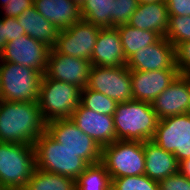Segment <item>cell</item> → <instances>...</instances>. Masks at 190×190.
<instances>
[{
  "label": "cell",
  "instance_id": "23",
  "mask_svg": "<svg viewBox=\"0 0 190 190\" xmlns=\"http://www.w3.org/2000/svg\"><path fill=\"white\" fill-rule=\"evenodd\" d=\"M116 28L120 34L126 60L136 51L154 44L161 38L156 32L141 30L127 23L116 26Z\"/></svg>",
  "mask_w": 190,
  "mask_h": 190
},
{
  "label": "cell",
  "instance_id": "31",
  "mask_svg": "<svg viewBox=\"0 0 190 190\" xmlns=\"http://www.w3.org/2000/svg\"><path fill=\"white\" fill-rule=\"evenodd\" d=\"M175 65L180 75L190 76V41H184L175 47Z\"/></svg>",
  "mask_w": 190,
  "mask_h": 190
},
{
  "label": "cell",
  "instance_id": "4",
  "mask_svg": "<svg viewBox=\"0 0 190 190\" xmlns=\"http://www.w3.org/2000/svg\"><path fill=\"white\" fill-rule=\"evenodd\" d=\"M36 170L34 145L0 142V186L24 188Z\"/></svg>",
  "mask_w": 190,
  "mask_h": 190
},
{
  "label": "cell",
  "instance_id": "38",
  "mask_svg": "<svg viewBox=\"0 0 190 190\" xmlns=\"http://www.w3.org/2000/svg\"><path fill=\"white\" fill-rule=\"evenodd\" d=\"M165 1V0H137L138 4H147L152 2Z\"/></svg>",
  "mask_w": 190,
  "mask_h": 190
},
{
  "label": "cell",
  "instance_id": "28",
  "mask_svg": "<svg viewBox=\"0 0 190 190\" xmlns=\"http://www.w3.org/2000/svg\"><path fill=\"white\" fill-rule=\"evenodd\" d=\"M165 38L174 47L184 41H190V16L169 15L168 31Z\"/></svg>",
  "mask_w": 190,
  "mask_h": 190
},
{
  "label": "cell",
  "instance_id": "1",
  "mask_svg": "<svg viewBox=\"0 0 190 190\" xmlns=\"http://www.w3.org/2000/svg\"><path fill=\"white\" fill-rule=\"evenodd\" d=\"M38 102L0 103V142L34 145L46 131Z\"/></svg>",
  "mask_w": 190,
  "mask_h": 190
},
{
  "label": "cell",
  "instance_id": "39",
  "mask_svg": "<svg viewBox=\"0 0 190 190\" xmlns=\"http://www.w3.org/2000/svg\"><path fill=\"white\" fill-rule=\"evenodd\" d=\"M79 7L83 5L86 0H73Z\"/></svg>",
  "mask_w": 190,
  "mask_h": 190
},
{
  "label": "cell",
  "instance_id": "2",
  "mask_svg": "<svg viewBox=\"0 0 190 190\" xmlns=\"http://www.w3.org/2000/svg\"><path fill=\"white\" fill-rule=\"evenodd\" d=\"M116 140H152L158 118L151 103L130 100L118 103L113 114Z\"/></svg>",
  "mask_w": 190,
  "mask_h": 190
},
{
  "label": "cell",
  "instance_id": "17",
  "mask_svg": "<svg viewBox=\"0 0 190 190\" xmlns=\"http://www.w3.org/2000/svg\"><path fill=\"white\" fill-rule=\"evenodd\" d=\"M178 75V70L131 71L133 99L152 103Z\"/></svg>",
  "mask_w": 190,
  "mask_h": 190
},
{
  "label": "cell",
  "instance_id": "36",
  "mask_svg": "<svg viewBox=\"0 0 190 190\" xmlns=\"http://www.w3.org/2000/svg\"><path fill=\"white\" fill-rule=\"evenodd\" d=\"M178 171L190 179V157L179 162Z\"/></svg>",
  "mask_w": 190,
  "mask_h": 190
},
{
  "label": "cell",
  "instance_id": "16",
  "mask_svg": "<svg viewBox=\"0 0 190 190\" xmlns=\"http://www.w3.org/2000/svg\"><path fill=\"white\" fill-rule=\"evenodd\" d=\"M71 121L89 135L101 148L116 141L112 115L100 114L85 108L81 103L73 111Z\"/></svg>",
  "mask_w": 190,
  "mask_h": 190
},
{
  "label": "cell",
  "instance_id": "8",
  "mask_svg": "<svg viewBox=\"0 0 190 190\" xmlns=\"http://www.w3.org/2000/svg\"><path fill=\"white\" fill-rule=\"evenodd\" d=\"M46 132L89 165L101 162L102 148L82 132L71 119H57L46 124Z\"/></svg>",
  "mask_w": 190,
  "mask_h": 190
},
{
  "label": "cell",
  "instance_id": "7",
  "mask_svg": "<svg viewBox=\"0 0 190 190\" xmlns=\"http://www.w3.org/2000/svg\"><path fill=\"white\" fill-rule=\"evenodd\" d=\"M101 163L111 178L142 175L145 172L143 142L116 140L102 147Z\"/></svg>",
  "mask_w": 190,
  "mask_h": 190
},
{
  "label": "cell",
  "instance_id": "27",
  "mask_svg": "<svg viewBox=\"0 0 190 190\" xmlns=\"http://www.w3.org/2000/svg\"><path fill=\"white\" fill-rule=\"evenodd\" d=\"M80 103L94 112L106 115L114 114L117 102L106 95L93 91L87 87L81 89Z\"/></svg>",
  "mask_w": 190,
  "mask_h": 190
},
{
  "label": "cell",
  "instance_id": "19",
  "mask_svg": "<svg viewBox=\"0 0 190 190\" xmlns=\"http://www.w3.org/2000/svg\"><path fill=\"white\" fill-rule=\"evenodd\" d=\"M130 26L150 30L165 37L168 31L169 14L165 1L138 4L135 12L130 16L128 23Z\"/></svg>",
  "mask_w": 190,
  "mask_h": 190
},
{
  "label": "cell",
  "instance_id": "25",
  "mask_svg": "<svg viewBox=\"0 0 190 190\" xmlns=\"http://www.w3.org/2000/svg\"><path fill=\"white\" fill-rule=\"evenodd\" d=\"M25 190H75L76 180L36 169L26 183Z\"/></svg>",
  "mask_w": 190,
  "mask_h": 190
},
{
  "label": "cell",
  "instance_id": "11",
  "mask_svg": "<svg viewBox=\"0 0 190 190\" xmlns=\"http://www.w3.org/2000/svg\"><path fill=\"white\" fill-rule=\"evenodd\" d=\"M100 28L81 19L69 28L59 30L57 42L52 49L59 54L90 61Z\"/></svg>",
  "mask_w": 190,
  "mask_h": 190
},
{
  "label": "cell",
  "instance_id": "10",
  "mask_svg": "<svg viewBox=\"0 0 190 190\" xmlns=\"http://www.w3.org/2000/svg\"><path fill=\"white\" fill-rule=\"evenodd\" d=\"M165 151L171 152L177 162L190 157V113L158 120L152 139Z\"/></svg>",
  "mask_w": 190,
  "mask_h": 190
},
{
  "label": "cell",
  "instance_id": "37",
  "mask_svg": "<svg viewBox=\"0 0 190 190\" xmlns=\"http://www.w3.org/2000/svg\"><path fill=\"white\" fill-rule=\"evenodd\" d=\"M6 44H7V40L5 38V27L3 24L2 17H1L0 18V55L2 54Z\"/></svg>",
  "mask_w": 190,
  "mask_h": 190
},
{
  "label": "cell",
  "instance_id": "34",
  "mask_svg": "<svg viewBox=\"0 0 190 190\" xmlns=\"http://www.w3.org/2000/svg\"><path fill=\"white\" fill-rule=\"evenodd\" d=\"M2 20L7 42L21 38L25 34V30L19 25L17 18L2 16Z\"/></svg>",
  "mask_w": 190,
  "mask_h": 190
},
{
  "label": "cell",
  "instance_id": "20",
  "mask_svg": "<svg viewBox=\"0 0 190 190\" xmlns=\"http://www.w3.org/2000/svg\"><path fill=\"white\" fill-rule=\"evenodd\" d=\"M145 156L144 174L154 181H161L178 172L179 163L173 153L165 151L154 141L143 142Z\"/></svg>",
  "mask_w": 190,
  "mask_h": 190
},
{
  "label": "cell",
  "instance_id": "33",
  "mask_svg": "<svg viewBox=\"0 0 190 190\" xmlns=\"http://www.w3.org/2000/svg\"><path fill=\"white\" fill-rule=\"evenodd\" d=\"M34 5V0H7L4 16L18 18L22 12Z\"/></svg>",
  "mask_w": 190,
  "mask_h": 190
},
{
  "label": "cell",
  "instance_id": "26",
  "mask_svg": "<svg viewBox=\"0 0 190 190\" xmlns=\"http://www.w3.org/2000/svg\"><path fill=\"white\" fill-rule=\"evenodd\" d=\"M111 186V176L101 162L89 165L76 179L79 190H111Z\"/></svg>",
  "mask_w": 190,
  "mask_h": 190
},
{
  "label": "cell",
  "instance_id": "32",
  "mask_svg": "<svg viewBox=\"0 0 190 190\" xmlns=\"http://www.w3.org/2000/svg\"><path fill=\"white\" fill-rule=\"evenodd\" d=\"M159 190H190V179L179 171L158 182Z\"/></svg>",
  "mask_w": 190,
  "mask_h": 190
},
{
  "label": "cell",
  "instance_id": "12",
  "mask_svg": "<svg viewBox=\"0 0 190 190\" xmlns=\"http://www.w3.org/2000/svg\"><path fill=\"white\" fill-rule=\"evenodd\" d=\"M50 47L24 34L21 38L7 42L0 61L20 64L45 74Z\"/></svg>",
  "mask_w": 190,
  "mask_h": 190
},
{
  "label": "cell",
  "instance_id": "3",
  "mask_svg": "<svg viewBox=\"0 0 190 190\" xmlns=\"http://www.w3.org/2000/svg\"><path fill=\"white\" fill-rule=\"evenodd\" d=\"M36 169L77 179L89 164L46 131L35 141Z\"/></svg>",
  "mask_w": 190,
  "mask_h": 190
},
{
  "label": "cell",
  "instance_id": "24",
  "mask_svg": "<svg viewBox=\"0 0 190 190\" xmlns=\"http://www.w3.org/2000/svg\"><path fill=\"white\" fill-rule=\"evenodd\" d=\"M114 0H86L80 7L83 20L101 28L113 27Z\"/></svg>",
  "mask_w": 190,
  "mask_h": 190
},
{
  "label": "cell",
  "instance_id": "40",
  "mask_svg": "<svg viewBox=\"0 0 190 190\" xmlns=\"http://www.w3.org/2000/svg\"><path fill=\"white\" fill-rule=\"evenodd\" d=\"M3 190H25L24 188H3Z\"/></svg>",
  "mask_w": 190,
  "mask_h": 190
},
{
  "label": "cell",
  "instance_id": "9",
  "mask_svg": "<svg viewBox=\"0 0 190 190\" xmlns=\"http://www.w3.org/2000/svg\"><path fill=\"white\" fill-rule=\"evenodd\" d=\"M87 88L117 103L133 100L131 70L126 66H92Z\"/></svg>",
  "mask_w": 190,
  "mask_h": 190
},
{
  "label": "cell",
  "instance_id": "13",
  "mask_svg": "<svg viewBox=\"0 0 190 190\" xmlns=\"http://www.w3.org/2000/svg\"><path fill=\"white\" fill-rule=\"evenodd\" d=\"M91 67L92 63L87 59L59 54L50 49L44 75L83 89L87 86Z\"/></svg>",
  "mask_w": 190,
  "mask_h": 190
},
{
  "label": "cell",
  "instance_id": "42",
  "mask_svg": "<svg viewBox=\"0 0 190 190\" xmlns=\"http://www.w3.org/2000/svg\"><path fill=\"white\" fill-rule=\"evenodd\" d=\"M0 99H1V79H0Z\"/></svg>",
  "mask_w": 190,
  "mask_h": 190
},
{
  "label": "cell",
  "instance_id": "5",
  "mask_svg": "<svg viewBox=\"0 0 190 190\" xmlns=\"http://www.w3.org/2000/svg\"><path fill=\"white\" fill-rule=\"evenodd\" d=\"M80 97V87L42 76L38 104L46 123L69 119L79 106Z\"/></svg>",
  "mask_w": 190,
  "mask_h": 190
},
{
  "label": "cell",
  "instance_id": "41",
  "mask_svg": "<svg viewBox=\"0 0 190 190\" xmlns=\"http://www.w3.org/2000/svg\"><path fill=\"white\" fill-rule=\"evenodd\" d=\"M0 3H1L0 5H1L2 8H3V7H5V5L7 4V0H2V1L0 0Z\"/></svg>",
  "mask_w": 190,
  "mask_h": 190
},
{
  "label": "cell",
  "instance_id": "15",
  "mask_svg": "<svg viewBox=\"0 0 190 190\" xmlns=\"http://www.w3.org/2000/svg\"><path fill=\"white\" fill-rule=\"evenodd\" d=\"M151 104L159 120L190 113V76L179 74Z\"/></svg>",
  "mask_w": 190,
  "mask_h": 190
},
{
  "label": "cell",
  "instance_id": "30",
  "mask_svg": "<svg viewBox=\"0 0 190 190\" xmlns=\"http://www.w3.org/2000/svg\"><path fill=\"white\" fill-rule=\"evenodd\" d=\"M138 7L137 0H114L113 27L128 23L130 16Z\"/></svg>",
  "mask_w": 190,
  "mask_h": 190
},
{
  "label": "cell",
  "instance_id": "21",
  "mask_svg": "<svg viewBox=\"0 0 190 190\" xmlns=\"http://www.w3.org/2000/svg\"><path fill=\"white\" fill-rule=\"evenodd\" d=\"M34 6L58 30L69 28L82 19L80 7L73 0H34Z\"/></svg>",
  "mask_w": 190,
  "mask_h": 190
},
{
  "label": "cell",
  "instance_id": "35",
  "mask_svg": "<svg viewBox=\"0 0 190 190\" xmlns=\"http://www.w3.org/2000/svg\"><path fill=\"white\" fill-rule=\"evenodd\" d=\"M169 15L190 16V0H165Z\"/></svg>",
  "mask_w": 190,
  "mask_h": 190
},
{
  "label": "cell",
  "instance_id": "29",
  "mask_svg": "<svg viewBox=\"0 0 190 190\" xmlns=\"http://www.w3.org/2000/svg\"><path fill=\"white\" fill-rule=\"evenodd\" d=\"M111 179V190H159L158 182L145 174Z\"/></svg>",
  "mask_w": 190,
  "mask_h": 190
},
{
  "label": "cell",
  "instance_id": "18",
  "mask_svg": "<svg viewBox=\"0 0 190 190\" xmlns=\"http://www.w3.org/2000/svg\"><path fill=\"white\" fill-rule=\"evenodd\" d=\"M90 61L92 66L126 65L127 60L116 27L100 28Z\"/></svg>",
  "mask_w": 190,
  "mask_h": 190
},
{
  "label": "cell",
  "instance_id": "6",
  "mask_svg": "<svg viewBox=\"0 0 190 190\" xmlns=\"http://www.w3.org/2000/svg\"><path fill=\"white\" fill-rule=\"evenodd\" d=\"M42 76L30 67L0 61L1 100L38 102Z\"/></svg>",
  "mask_w": 190,
  "mask_h": 190
},
{
  "label": "cell",
  "instance_id": "14",
  "mask_svg": "<svg viewBox=\"0 0 190 190\" xmlns=\"http://www.w3.org/2000/svg\"><path fill=\"white\" fill-rule=\"evenodd\" d=\"M131 71L178 70L175 65V47L165 38L136 51L127 61Z\"/></svg>",
  "mask_w": 190,
  "mask_h": 190
},
{
  "label": "cell",
  "instance_id": "22",
  "mask_svg": "<svg viewBox=\"0 0 190 190\" xmlns=\"http://www.w3.org/2000/svg\"><path fill=\"white\" fill-rule=\"evenodd\" d=\"M17 20L26 35L45 43L51 49L54 47L59 30L38 13L34 5L24 10Z\"/></svg>",
  "mask_w": 190,
  "mask_h": 190
}]
</instances>
